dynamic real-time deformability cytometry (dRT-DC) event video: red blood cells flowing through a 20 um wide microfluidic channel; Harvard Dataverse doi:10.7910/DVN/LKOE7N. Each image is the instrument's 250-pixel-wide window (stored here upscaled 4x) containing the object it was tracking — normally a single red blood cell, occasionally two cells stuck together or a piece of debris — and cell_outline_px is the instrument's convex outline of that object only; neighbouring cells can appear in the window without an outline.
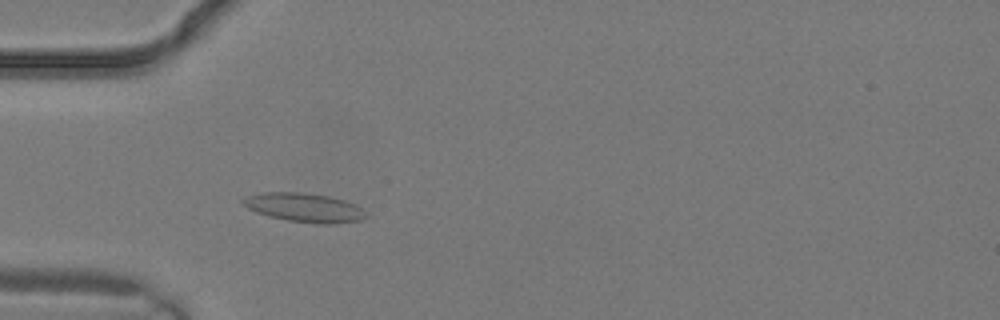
{"species": "common noctule bat (a hibernating species)", "species_latin": "Nyctalus noctula", "temperature_condition": "warm", "stored_images_in_passage": 2, "camera_frame_rate_fps": 3000, "um_per_image_px": 0.085, "animal": {"sex": "male", "body_mass_g": 19.2, "forearm_length_mm": 51.8}, "frame": {"image": 1, "passage_image": 2, "time_ms": 0.333, "image_size_px": [1000, 320], "cell_outline_px": [[368, 216], [360, 220], [336, 224], [316, 224], [288, 220], [268, 216], [256, 212], [248, 208], [240, 200], [244, 196], [264, 192], [304, 192], [328, 196], [344, 200], [356, 204]], "centroid_in_image_um": [25.85, 17.64], "position_along_channel_um": 59.1, "area_um2": 20.87}}